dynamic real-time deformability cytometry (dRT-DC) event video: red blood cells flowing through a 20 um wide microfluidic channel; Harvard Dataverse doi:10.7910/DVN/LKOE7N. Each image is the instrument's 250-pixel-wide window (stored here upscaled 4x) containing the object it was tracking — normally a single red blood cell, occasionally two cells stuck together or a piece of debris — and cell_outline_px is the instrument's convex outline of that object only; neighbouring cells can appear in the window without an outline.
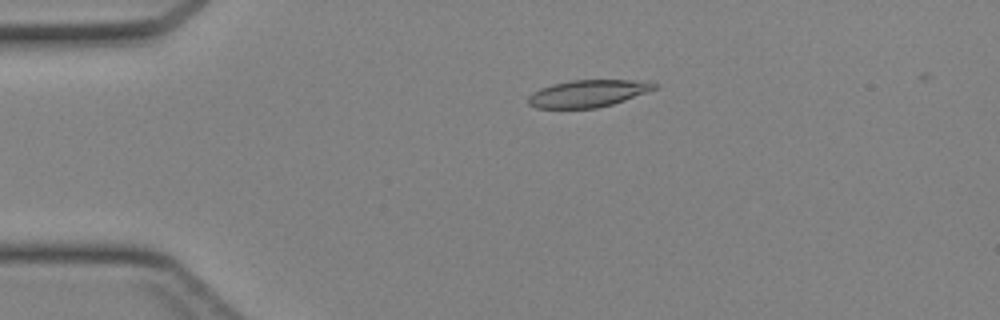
{"species": "Egyptian fruit bat (a non-hibernating species)", "species_latin": "Rousettus aegyptiacus", "temperature_condition": "cold", "stored_images_in_passage": 38, "camera_frame_rate_fps": 3000, "um_per_image_px": 0.085, "animal": {"sex": "female"}, "frame": {"image": 1, "passage_image": 10, "time_ms": 3.0, "image_size_px": [1000, 320], "cell_outline_px": [[660, 84], [656, 88], [624, 100], [612, 104], [596, 108], [536, 108], [528, 104], [528, 96], [532, 92], [540, 88], [552, 84], [572, 80], [656, 80]], "centroid_in_image_um": [50.01, 7.93], "position_along_channel_um": 35.0, "area_um2": 20.11}}
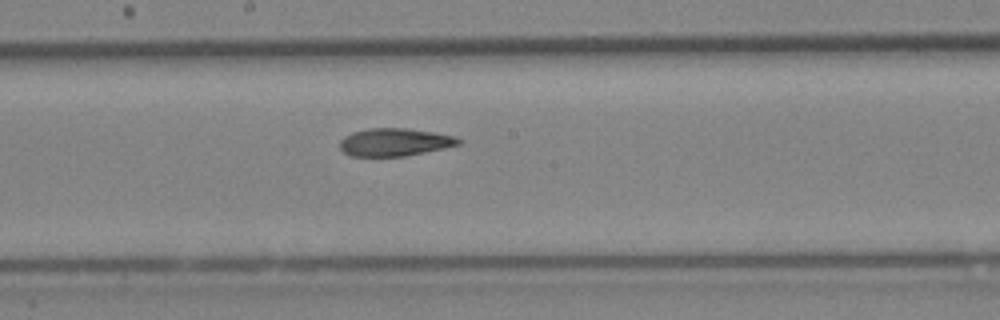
{"frame": {"image": 2, "passage_image": 25, "time_ms": 8.0, "image_size_px": [1000, 320], "cell_outline_px": [[464, 140], [460, 144], [444, 148], [404, 156], [348, 156], [340, 148], [340, 140], [344, 136], [352, 132], [368, 128], [408, 128], [456, 136]], "centroid_in_image_um": [33.54, 12.08], "position_along_channel_um": 214.7, "area_um2": 19.31}}
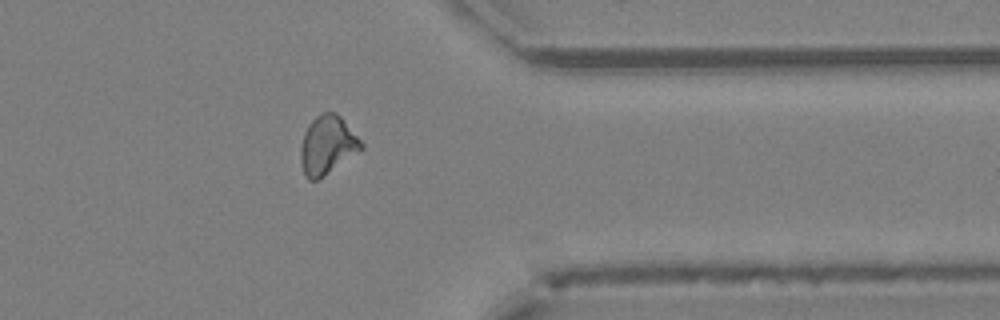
{"frame": {"image": 3, "passage_image": 37, "time_ms": 12.0, "image_size_px": [1000, 320], "cell_outline_px": [[364, 148], [320, 180], [308, 180], [304, 176], [300, 160], [300, 148], [304, 132], [308, 124], [316, 116], [324, 112], [336, 112], [344, 120], [364, 144]], "centroid_in_image_um": [27.82, 12.36], "position_along_channel_um": 383.6, "area_um2": 20.98}}